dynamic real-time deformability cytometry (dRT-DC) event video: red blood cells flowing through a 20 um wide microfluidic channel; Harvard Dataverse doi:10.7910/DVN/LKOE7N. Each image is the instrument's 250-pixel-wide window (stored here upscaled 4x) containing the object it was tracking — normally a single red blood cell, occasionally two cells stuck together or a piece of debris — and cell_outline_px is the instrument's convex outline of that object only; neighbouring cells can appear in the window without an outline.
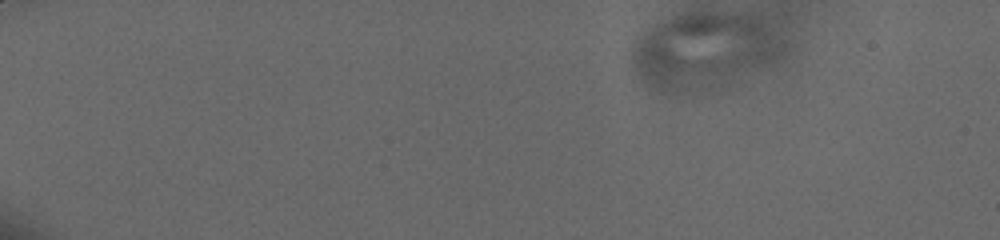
{"species": "human", "species_latin": "Homo sapiens", "temperature_condition": "cold", "stored_images_in_passage": 18, "camera_frame_rate_fps": 3000, "um_per_image_px": 0.085, "donor": {"sex": "male"}, "frame": {"image": 1, "passage_image": 1, "time_ms": 0.0, "image_size_px": [1000, 240], "cell_outline_px": [[784, 44], [780, 56], [776, 60], [680, 92], [660, 92], [644, 84], [636, 72], [632, 60], [632, 48], [636, 40], [648, 32], [676, 16], [736, 16], [768, 24]], "centroid_in_image_um": [59.69, 4.32], "position_along_channel_um": 25.3, "area_um2": 60.98}}
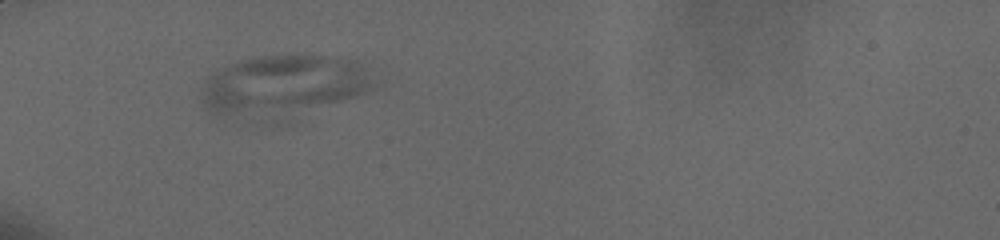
{"frame": {"image": 2, "passage_image": 7, "time_ms": 4.333, "image_size_px": [1000, 240], "cell_outline_px": [[380, 84], [376, 88], [360, 96], [284, 128], [212, 112], [200, 100], [200, 88], [204, 80], [208, 76], [220, 68], [236, 60], [264, 56], [296, 52], [360, 60]], "centroid_in_image_um": [24.22, 7.4], "position_along_channel_um": 60.8, "area_um2": 67.39}}